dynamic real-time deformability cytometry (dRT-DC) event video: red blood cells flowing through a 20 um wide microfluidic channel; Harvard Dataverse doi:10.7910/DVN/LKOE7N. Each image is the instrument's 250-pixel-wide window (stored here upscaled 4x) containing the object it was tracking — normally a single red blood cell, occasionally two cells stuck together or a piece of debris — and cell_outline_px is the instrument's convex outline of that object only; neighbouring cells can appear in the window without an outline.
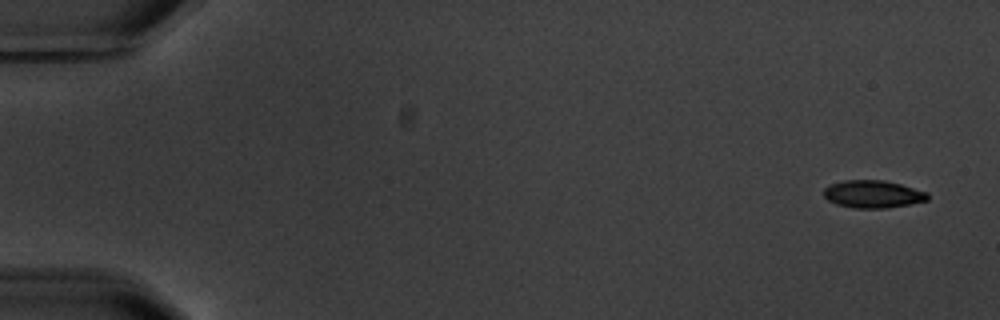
{"species": "common noctule bat (a hibernating species)", "species_latin": "Nyctalus noctula", "temperature_condition": "warm", "stored_images_in_passage": 5, "camera_frame_rate_fps": 3000, "um_per_image_px": 0.085, "animal": {"sex": "male", "body_mass_g": 20.1, "forearm_length_mm": 53.5}, "frame": {"image": 1, "passage_image": 1, "time_ms": 0.0, "image_size_px": [1000, 320], "cell_outline_px": [[928, 200], [888, 208], [856, 208], [836, 204], [828, 200], [824, 196], [824, 188], [832, 184], [844, 180], [884, 180], [900, 184], [928, 192]], "centroid_in_image_um": [74.2, 16.5], "position_along_channel_um": 10.8, "area_um2": 16.59}}
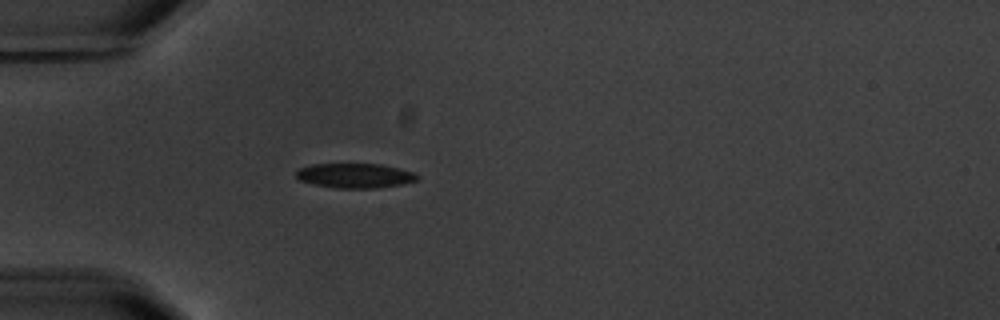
{"frame": {"image": 2, "passage_image": 5, "time_ms": 5.0, "image_size_px": [1000, 320], "cell_outline_px": [[420, 176], [416, 180], [400, 184], [376, 188], [336, 188], [312, 184], [300, 180], [296, 176], [296, 172], [300, 168], [312, 164], [380, 164], [416, 172]], "centroid_in_image_um": [30.18, 14.93], "position_along_channel_um": 54.8, "area_um2": 17.34}}